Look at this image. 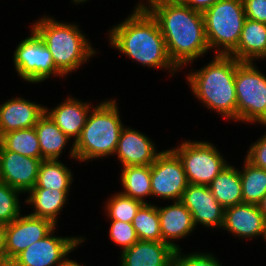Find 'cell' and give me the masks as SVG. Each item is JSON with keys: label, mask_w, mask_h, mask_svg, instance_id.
I'll list each match as a JSON object with an SVG mask.
<instances>
[{"label": "cell", "mask_w": 266, "mask_h": 266, "mask_svg": "<svg viewBox=\"0 0 266 266\" xmlns=\"http://www.w3.org/2000/svg\"><path fill=\"white\" fill-rule=\"evenodd\" d=\"M147 10L157 20L169 57L179 69L210 50L201 12L179 0L159 1Z\"/></svg>", "instance_id": "obj_1"}, {"label": "cell", "mask_w": 266, "mask_h": 266, "mask_svg": "<svg viewBox=\"0 0 266 266\" xmlns=\"http://www.w3.org/2000/svg\"><path fill=\"white\" fill-rule=\"evenodd\" d=\"M109 32L110 45L138 63L170 69L171 75L179 70L169 57L157 20L147 9H134Z\"/></svg>", "instance_id": "obj_2"}, {"label": "cell", "mask_w": 266, "mask_h": 266, "mask_svg": "<svg viewBox=\"0 0 266 266\" xmlns=\"http://www.w3.org/2000/svg\"><path fill=\"white\" fill-rule=\"evenodd\" d=\"M208 65L187 76L193 94L211 110L237 121L236 58L216 55Z\"/></svg>", "instance_id": "obj_3"}, {"label": "cell", "mask_w": 266, "mask_h": 266, "mask_svg": "<svg viewBox=\"0 0 266 266\" xmlns=\"http://www.w3.org/2000/svg\"><path fill=\"white\" fill-rule=\"evenodd\" d=\"M91 111L79 138L70 149V157L77 158V161L114 155L124 127L115 99L101 102Z\"/></svg>", "instance_id": "obj_4"}, {"label": "cell", "mask_w": 266, "mask_h": 266, "mask_svg": "<svg viewBox=\"0 0 266 266\" xmlns=\"http://www.w3.org/2000/svg\"><path fill=\"white\" fill-rule=\"evenodd\" d=\"M32 29L42 39L56 67L64 75L78 69L96 53L77 24L62 23L44 16L33 24Z\"/></svg>", "instance_id": "obj_5"}, {"label": "cell", "mask_w": 266, "mask_h": 266, "mask_svg": "<svg viewBox=\"0 0 266 266\" xmlns=\"http://www.w3.org/2000/svg\"><path fill=\"white\" fill-rule=\"evenodd\" d=\"M205 35L215 55H229L238 45L246 19L242 0H219L203 13Z\"/></svg>", "instance_id": "obj_6"}, {"label": "cell", "mask_w": 266, "mask_h": 266, "mask_svg": "<svg viewBox=\"0 0 266 266\" xmlns=\"http://www.w3.org/2000/svg\"><path fill=\"white\" fill-rule=\"evenodd\" d=\"M235 91L237 121L259 122L266 126V76L253 62L236 59Z\"/></svg>", "instance_id": "obj_7"}, {"label": "cell", "mask_w": 266, "mask_h": 266, "mask_svg": "<svg viewBox=\"0 0 266 266\" xmlns=\"http://www.w3.org/2000/svg\"><path fill=\"white\" fill-rule=\"evenodd\" d=\"M172 150L181 159L189 184L208 186L228 165L211 142L184 141Z\"/></svg>", "instance_id": "obj_8"}, {"label": "cell", "mask_w": 266, "mask_h": 266, "mask_svg": "<svg viewBox=\"0 0 266 266\" xmlns=\"http://www.w3.org/2000/svg\"><path fill=\"white\" fill-rule=\"evenodd\" d=\"M31 31V36L22 40L14 53V65L19 76L30 83L41 82L51 75L64 76L42 39L33 29Z\"/></svg>", "instance_id": "obj_9"}, {"label": "cell", "mask_w": 266, "mask_h": 266, "mask_svg": "<svg viewBox=\"0 0 266 266\" xmlns=\"http://www.w3.org/2000/svg\"><path fill=\"white\" fill-rule=\"evenodd\" d=\"M188 180L183 164L172 150H163L151 164L152 196L181 201Z\"/></svg>", "instance_id": "obj_10"}, {"label": "cell", "mask_w": 266, "mask_h": 266, "mask_svg": "<svg viewBox=\"0 0 266 266\" xmlns=\"http://www.w3.org/2000/svg\"><path fill=\"white\" fill-rule=\"evenodd\" d=\"M53 230L45 238L36 241L18 254L13 260L14 266H59L66 256L78 247L85 238L57 237Z\"/></svg>", "instance_id": "obj_11"}, {"label": "cell", "mask_w": 266, "mask_h": 266, "mask_svg": "<svg viewBox=\"0 0 266 266\" xmlns=\"http://www.w3.org/2000/svg\"><path fill=\"white\" fill-rule=\"evenodd\" d=\"M55 226L48 219L31 215H20L11 223L6 224V260L12 261L31 244L49 235L55 229Z\"/></svg>", "instance_id": "obj_12"}, {"label": "cell", "mask_w": 266, "mask_h": 266, "mask_svg": "<svg viewBox=\"0 0 266 266\" xmlns=\"http://www.w3.org/2000/svg\"><path fill=\"white\" fill-rule=\"evenodd\" d=\"M43 160L5 150L0 145L2 182L22 193L29 192L36 185L39 167Z\"/></svg>", "instance_id": "obj_13"}, {"label": "cell", "mask_w": 266, "mask_h": 266, "mask_svg": "<svg viewBox=\"0 0 266 266\" xmlns=\"http://www.w3.org/2000/svg\"><path fill=\"white\" fill-rule=\"evenodd\" d=\"M181 202L192 214L195 226L222 228L224 208L218 203L208 186L188 184Z\"/></svg>", "instance_id": "obj_14"}, {"label": "cell", "mask_w": 266, "mask_h": 266, "mask_svg": "<svg viewBox=\"0 0 266 266\" xmlns=\"http://www.w3.org/2000/svg\"><path fill=\"white\" fill-rule=\"evenodd\" d=\"M223 229L243 238L265 236L266 218L258 205L240 203L224 209Z\"/></svg>", "instance_id": "obj_15"}, {"label": "cell", "mask_w": 266, "mask_h": 266, "mask_svg": "<svg viewBox=\"0 0 266 266\" xmlns=\"http://www.w3.org/2000/svg\"><path fill=\"white\" fill-rule=\"evenodd\" d=\"M115 154L124 166L151 165L160 154L153 142L141 132L123 127Z\"/></svg>", "instance_id": "obj_16"}, {"label": "cell", "mask_w": 266, "mask_h": 266, "mask_svg": "<svg viewBox=\"0 0 266 266\" xmlns=\"http://www.w3.org/2000/svg\"><path fill=\"white\" fill-rule=\"evenodd\" d=\"M175 251L163 241L138 240L121 252V266H174Z\"/></svg>", "instance_id": "obj_17"}, {"label": "cell", "mask_w": 266, "mask_h": 266, "mask_svg": "<svg viewBox=\"0 0 266 266\" xmlns=\"http://www.w3.org/2000/svg\"><path fill=\"white\" fill-rule=\"evenodd\" d=\"M45 106L17 97L0 106V136L10 131L34 127Z\"/></svg>", "instance_id": "obj_18"}, {"label": "cell", "mask_w": 266, "mask_h": 266, "mask_svg": "<svg viewBox=\"0 0 266 266\" xmlns=\"http://www.w3.org/2000/svg\"><path fill=\"white\" fill-rule=\"evenodd\" d=\"M157 208L162 241L179 250V246L171 240L184 238L194 230L196 226L192 214L181 201H174L172 205Z\"/></svg>", "instance_id": "obj_19"}, {"label": "cell", "mask_w": 266, "mask_h": 266, "mask_svg": "<svg viewBox=\"0 0 266 266\" xmlns=\"http://www.w3.org/2000/svg\"><path fill=\"white\" fill-rule=\"evenodd\" d=\"M90 103H84L72 97H68L56 108L45 112L52 118L61 131L70 139L74 138V142L79 138L83 127L85 126L87 117L92 108Z\"/></svg>", "instance_id": "obj_20"}, {"label": "cell", "mask_w": 266, "mask_h": 266, "mask_svg": "<svg viewBox=\"0 0 266 266\" xmlns=\"http://www.w3.org/2000/svg\"><path fill=\"white\" fill-rule=\"evenodd\" d=\"M266 24L245 19L237 47L229 54L240 62H253L265 53Z\"/></svg>", "instance_id": "obj_21"}, {"label": "cell", "mask_w": 266, "mask_h": 266, "mask_svg": "<svg viewBox=\"0 0 266 266\" xmlns=\"http://www.w3.org/2000/svg\"><path fill=\"white\" fill-rule=\"evenodd\" d=\"M208 187L224 209L243 203L240 171L229 164Z\"/></svg>", "instance_id": "obj_22"}, {"label": "cell", "mask_w": 266, "mask_h": 266, "mask_svg": "<svg viewBox=\"0 0 266 266\" xmlns=\"http://www.w3.org/2000/svg\"><path fill=\"white\" fill-rule=\"evenodd\" d=\"M69 190L32 188L25 200L26 203L33 205L34 213L29 215L45 218L52 221L56 225V219L63 206L66 204Z\"/></svg>", "instance_id": "obj_23"}, {"label": "cell", "mask_w": 266, "mask_h": 266, "mask_svg": "<svg viewBox=\"0 0 266 266\" xmlns=\"http://www.w3.org/2000/svg\"><path fill=\"white\" fill-rule=\"evenodd\" d=\"M44 160H58L70 138L64 134L45 112L34 126Z\"/></svg>", "instance_id": "obj_24"}, {"label": "cell", "mask_w": 266, "mask_h": 266, "mask_svg": "<svg viewBox=\"0 0 266 266\" xmlns=\"http://www.w3.org/2000/svg\"><path fill=\"white\" fill-rule=\"evenodd\" d=\"M121 183L125 190L121 194L148 203L143 197L152 196L151 165L124 166Z\"/></svg>", "instance_id": "obj_25"}, {"label": "cell", "mask_w": 266, "mask_h": 266, "mask_svg": "<svg viewBox=\"0 0 266 266\" xmlns=\"http://www.w3.org/2000/svg\"><path fill=\"white\" fill-rule=\"evenodd\" d=\"M0 145L11 152L43 159L35 127L10 131L0 136Z\"/></svg>", "instance_id": "obj_26"}, {"label": "cell", "mask_w": 266, "mask_h": 266, "mask_svg": "<svg viewBox=\"0 0 266 266\" xmlns=\"http://www.w3.org/2000/svg\"><path fill=\"white\" fill-rule=\"evenodd\" d=\"M71 173V170L59 160H43L33 188L70 190L73 180Z\"/></svg>", "instance_id": "obj_27"}, {"label": "cell", "mask_w": 266, "mask_h": 266, "mask_svg": "<svg viewBox=\"0 0 266 266\" xmlns=\"http://www.w3.org/2000/svg\"><path fill=\"white\" fill-rule=\"evenodd\" d=\"M240 171L243 203L258 205L266 194V170L253 166L246 159Z\"/></svg>", "instance_id": "obj_28"}, {"label": "cell", "mask_w": 266, "mask_h": 266, "mask_svg": "<svg viewBox=\"0 0 266 266\" xmlns=\"http://www.w3.org/2000/svg\"><path fill=\"white\" fill-rule=\"evenodd\" d=\"M132 225L142 241H162L157 206L144 203L133 218Z\"/></svg>", "instance_id": "obj_29"}, {"label": "cell", "mask_w": 266, "mask_h": 266, "mask_svg": "<svg viewBox=\"0 0 266 266\" xmlns=\"http://www.w3.org/2000/svg\"><path fill=\"white\" fill-rule=\"evenodd\" d=\"M108 201L105 208H107L106 211H108L110 220H119L128 223H132L137 211L144 204L140 200L124 196L121 193L114 194Z\"/></svg>", "instance_id": "obj_30"}, {"label": "cell", "mask_w": 266, "mask_h": 266, "mask_svg": "<svg viewBox=\"0 0 266 266\" xmlns=\"http://www.w3.org/2000/svg\"><path fill=\"white\" fill-rule=\"evenodd\" d=\"M19 193V190L0 182V223L9 224L21 215Z\"/></svg>", "instance_id": "obj_31"}, {"label": "cell", "mask_w": 266, "mask_h": 266, "mask_svg": "<svg viewBox=\"0 0 266 266\" xmlns=\"http://www.w3.org/2000/svg\"><path fill=\"white\" fill-rule=\"evenodd\" d=\"M109 236L123 250L132 247L139 239L132 223L111 220Z\"/></svg>", "instance_id": "obj_32"}, {"label": "cell", "mask_w": 266, "mask_h": 266, "mask_svg": "<svg viewBox=\"0 0 266 266\" xmlns=\"http://www.w3.org/2000/svg\"><path fill=\"white\" fill-rule=\"evenodd\" d=\"M181 248L175 251L174 266H222L212 254L193 253L181 255Z\"/></svg>", "instance_id": "obj_33"}, {"label": "cell", "mask_w": 266, "mask_h": 266, "mask_svg": "<svg viewBox=\"0 0 266 266\" xmlns=\"http://www.w3.org/2000/svg\"><path fill=\"white\" fill-rule=\"evenodd\" d=\"M245 158L253 166L266 170V134L259 138L257 142L251 144Z\"/></svg>", "instance_id": "obj_34"}, {"label": "cell", "mask_w": 266, "mask_h": 266, "mask_svg": "<svg viewBox=\"0 0 266 266\" xmlns=\"http://www.w3.org/2000/svg\"><path fill=\"white\" fill-rule=\"evenodd\" d=\"M247 19L266 24V0H242Z\"/></svg>", "instance_id": "obj_35"}, {"label": "cell", "mask_w": 266, "mask_h": 266, "mask_svg": "<svg viewBox=\"0 0 266 266\" xmlns=\"http://www.w3.org/2000/svg\"><path fill=\"white\" fill-rule=\"evenodd\" d=\"M179 1H182L184 4H186L194 11L203 13L219 0H179Z\"/></svg>", "instance_id": "obj_36"}, {"label": "cell", "mask_w": 266, "mask_h": 266, "mask_svg": "<svg viewBox=\"0 0 266 266\" xmlns=\"http://www.w3.org/2000/svg\"><path fill=\"white\" fill-rule=\"evenodd\" d=\"M5 238L6 224L0 223V262L6 261Z\"/></svg>", "instance_id": "obj_37"}, {"label": "cell", "mask_w": 266, "mask_h": 266, "mask_svg": "<svg viewBox=\"0 0 266 266\" xmlns=\"http://www.w3.org/2000/svg\"><path fill=\"white\" fill-rule=\"evenodd\" d=\"M159 1H163V0H148L147 3H149L148 5L143 4V3H138L137 6H135V9H147L149 6H151L152 4L159 2Z\"/></svg>", "instance_id": "obj_38"}, {"label": "cell", "mask_w": 266, "mask_h": 266, "mask_svg": "<svg viewBox=\"0 0 266 266\" xmlns=\"http://www.w3.org/2000/svg\"><path fill=\"white\" fill-rule=\"evenodd\" d=\"M59 266H82L78 264L76 261L65 258L64 261Z\"/></svg>", "instance_id": "obj_39"}, {"label": "cell", "mask_w": 266, "mask_h": 266, "mask_svg": "<svg viewBox=\"0 0 266 266\" xmlns=\"http://www.w3.org/2000/svg\"><path fill=\"white\" fill-rule=\"evenodd\" d=\"M259 209L261 210V212L263 213V215L266 218V194L263 197V199L260 201V203L258 204Z\"/></svg>", "instance_id": "obj_40"}, {"label": "cell", "mask_w": 266, "mask_h": 266, "mask_svg": "<svg viewBox=\"0 0 266 266\" xmlns=\"http://www.w3.org/2000/svg\"><path fill=\"white\" fill-rule=\"evenodd\" d=\"M0 266H14L12 261L6 260L3 262H0Z\"/></svg>", "instance_id": "obj_41"}, {"label": "cell", "mask_w": 266, "mask_h": 266, "mask_svg": "<svg viewBox=\"0 0 266 266\" xmlns=\"http://www.w3.org/2000/svg\"><path fill=\"white\" fill-rule=\"evenodd\" d=\"M74 1V3H79L80 4V2H86V1H88V0H73Z\"/></svg>", "instance_id": "obj_42"}, {"label": "cell", "mask_w": 266, "mask_h": 266, "mask_svg": "<svg viewBox=\"0 0 266 266\" xmlns=\"http://www.w3.org/2000/svg\"><path fill=\"white\" fill-rule=\"evenodd\" d=\"M264 59V58H266V48H265V53L260 57V59Z\"/></svg>", "instance_id": "obj_43"}]
</instances>
